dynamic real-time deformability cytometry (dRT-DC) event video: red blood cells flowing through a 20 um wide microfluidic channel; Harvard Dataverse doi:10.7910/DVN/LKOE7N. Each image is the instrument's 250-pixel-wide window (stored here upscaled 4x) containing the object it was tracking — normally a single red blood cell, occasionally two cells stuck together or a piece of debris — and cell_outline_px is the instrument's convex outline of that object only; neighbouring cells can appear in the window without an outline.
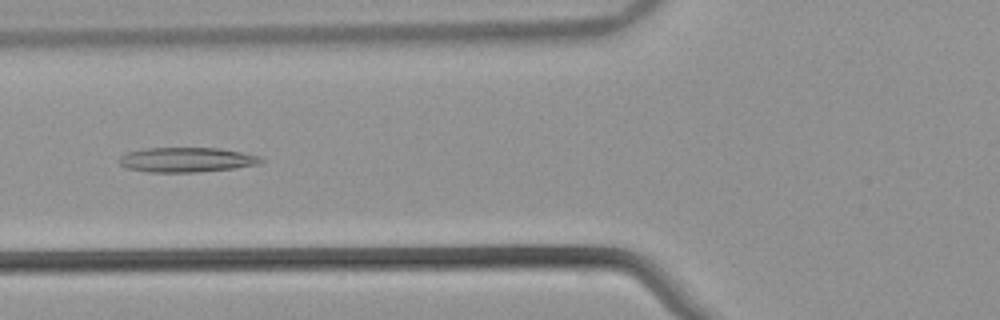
{"species": "common noctule bat (a hibernating species)", "species_latin": "Nyctalus noctula", "temperature_condition": "warm", "stored_images_in_passage": 38, "camera_frame_rate_fps": 3000, "um_per_image_px": 0.085, "animal": {"sex": "male", "body_mass_g": 21.5, "forearm_length_mm": 52.0}, "frame": {"image": 1, "passage_image": 6, "time_ms": 1.667, "image_size_px": [1000, 320], "cell_outline_px": [[264, 160], [260, 164], [236, 168], [196, 172], [148, 172], [128, 168], [120, 164], [116, 160], [120, 156], [128, 152], [144, 148], [220, 148], [260, 156]], "centroid_in_image_um": [15.86, 13.58], "position_along_channel_um": 109.9, "area_um2": 20.52}}
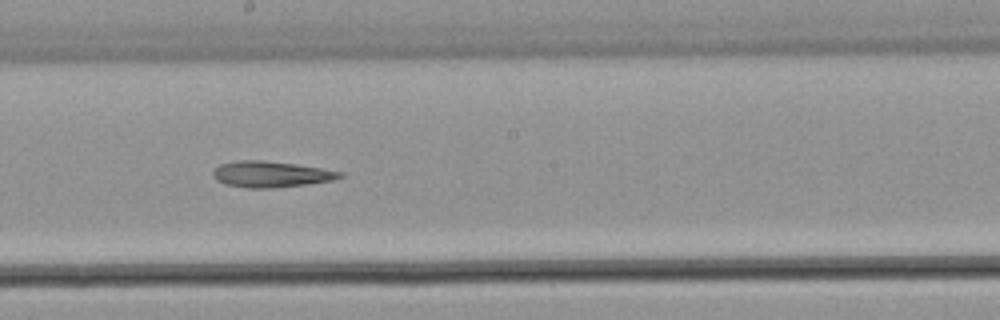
{"frame": {"image": 2, "passage_image": 15, "time_ms": 4.667, "image_size_px": [1000, 320], "cell_outline_px": [[344, 176], [332, 180], [308, 184], [272, 188], [248, 188], [224, 184], [216, 180], [212, 172], [220, 164], [240, 160], [264, 160], [296, 164], [344, 172]], "centroid_in_image_um": [23.03, 14.81], "position_along_channel_um": 225.2, "area_um2": 19.25}}
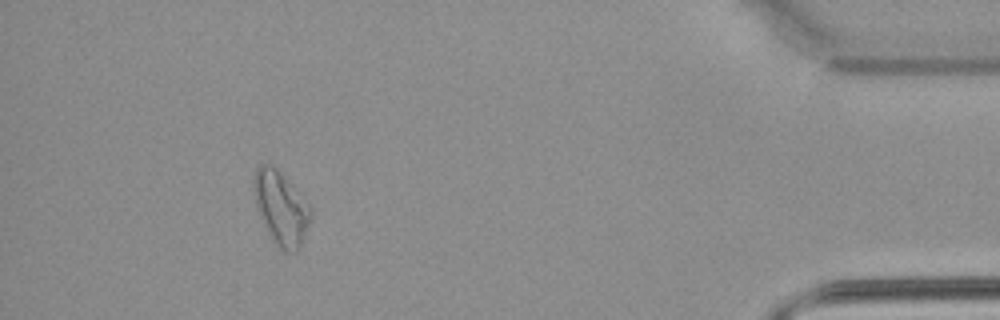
{"frame": {"image": 3, "passage_image": 34, "time_ms": 11.0, "image_size_px": [1000, 320], "cell_outline_px": [[312, 216], [300, 244], [296, 252], [284, 252], [276, 244], [268, 232], [260, 216], [256, 204], [252, 188], [252, 180], [256, 168], [260, 164], [272, 164], [276, 168], [312, 212]], "centroid_in_image_um": [23.82, 17.68], "position_along_channel_um": 411.4, "area_um2": 23.47}}